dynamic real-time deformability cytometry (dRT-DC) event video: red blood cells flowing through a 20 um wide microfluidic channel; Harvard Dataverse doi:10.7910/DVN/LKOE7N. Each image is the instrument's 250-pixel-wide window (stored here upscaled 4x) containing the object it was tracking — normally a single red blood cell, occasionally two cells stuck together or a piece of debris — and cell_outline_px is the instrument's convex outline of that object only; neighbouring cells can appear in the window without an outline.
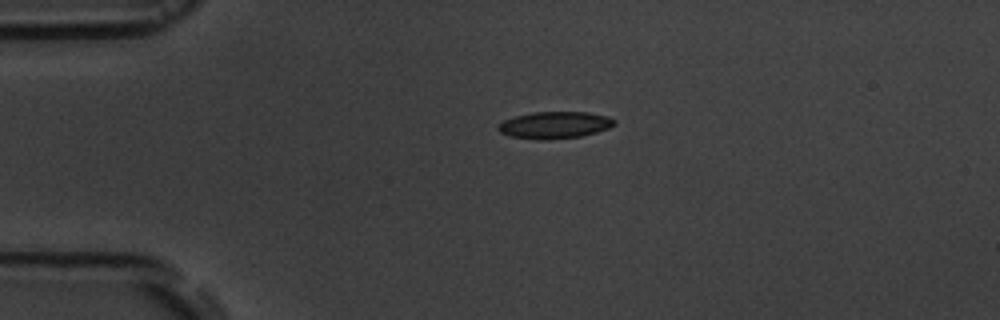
{"species": "common noctule bat (a hibernating species)", "species_latin": "Nyctalus noctula", "temperature_condition": "room temperature", "stored_images_in_passage": 2, "camera_frame_rate_fps": 3000, "um_per_image_px": 0.085, "animal": {"sex": "male", "body_mass_g": 19.5, "forearm_length_mm": 54.6}, "frame": {"image": 1, "passage_image": 1, "time_ms": 0.0, "image_size_px": [1000, 320], "cell_outline_px": [[616, 124], [608, 128], [596, 132], [580, 136], [540, 140], [512, 136], [500, 132], [496, 128], [504, 120], [516, 116], [532, 112], [588, 112], [608, 116], [616, 120]], "centroid_in_image_um": [47.17, 10.61], "position_along_channel_um": 37.8, "area_um2": 18.03}}